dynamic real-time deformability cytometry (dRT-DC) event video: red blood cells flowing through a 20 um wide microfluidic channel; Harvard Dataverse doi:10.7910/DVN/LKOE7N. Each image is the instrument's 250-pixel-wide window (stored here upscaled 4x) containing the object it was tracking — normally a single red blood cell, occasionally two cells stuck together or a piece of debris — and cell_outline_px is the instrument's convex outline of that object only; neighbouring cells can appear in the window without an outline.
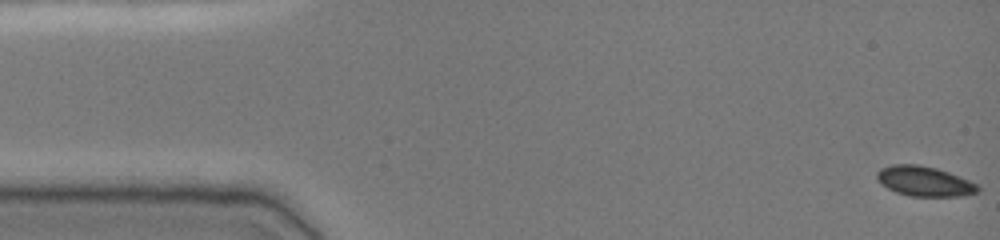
{"species": "common noctule bat (a hibernating species)", "species_latin": "Nyctalus noctula", "temperature_condition": "cold", "stored_images_in_passage": 49, "camera_frame_rate_fps": 3000, "um_per_image_px": 0.085, "animal": {"sex": "female", "body_mass_g": 19.0, "forearm_length_mm": 51.5}, "frame": {"image": 1, "passage_image": 1, "time_ms": 0.0, "image_size_px": [1000, 240], "cell_outline_px": [[980, 192], [964, 196], [908, 196], [896, 192], [888, 188], [876, 176], [876, 172], [880, 168], [892, 164], [916, 164], [936, 168], [948, 172], [980, 184]], "centroid_in_image_um": [78.63, 15.41], "position_along_channel_um": 6.4, "area_um2": 17.69}}
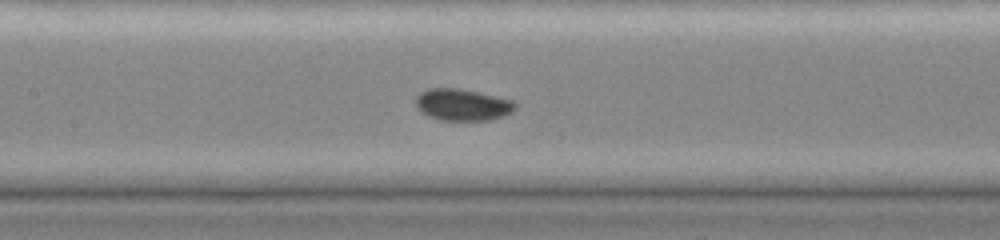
{"frame": {"image": 2, "passage_image": 23, "time_ms": 7.333, "image_size_px": [1000, 240], "cell_outline_px": [[516, 108], [512, 112], [504, 116], [488, 120], [440, 120], [416, 108], [416, 96], [420, 92], [428, 88], [460, 88], [512, 100], [516, 104]], "centroid_in_image_um": [39.32, 8.89], "position_along_channel_um": 168.1, "area_um2": 18.26}}
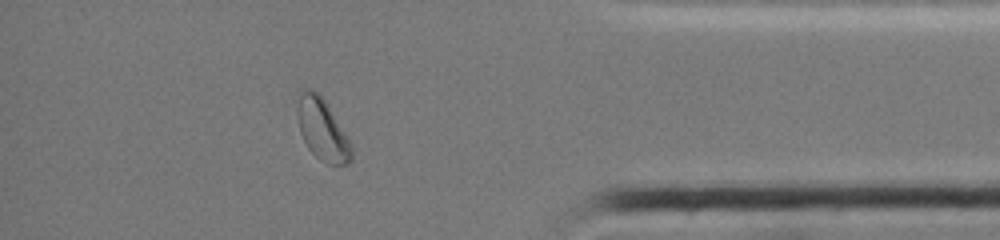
{"frame": {"image": 3, "passage_image": 43, "time_ms": 14.0, "image_size_px": [1000, 240], "cell_outline_px": [[352, 160], [348, 164], [328, 164], [320, 160], [308, 148], [300, 132], [296, 112], [300, 88], [312, 88], [324, 100], [352, 144]], "centroid_in_image_um": [27.38, 11.0], "position_along_channel_um": 407.8, "area_um2": 19.36}, "authors_computed_cell_mechanics": {"area_um2": 17.7446, "velocity_mm_per_s": 3.8664, "shape_relaxation_time_tau1_ms": 10.2219, "shape_relaxation_time_tau2_ms": null, "deformation_change_tau1": 0.0653, "deformation_change_tau2": null}}